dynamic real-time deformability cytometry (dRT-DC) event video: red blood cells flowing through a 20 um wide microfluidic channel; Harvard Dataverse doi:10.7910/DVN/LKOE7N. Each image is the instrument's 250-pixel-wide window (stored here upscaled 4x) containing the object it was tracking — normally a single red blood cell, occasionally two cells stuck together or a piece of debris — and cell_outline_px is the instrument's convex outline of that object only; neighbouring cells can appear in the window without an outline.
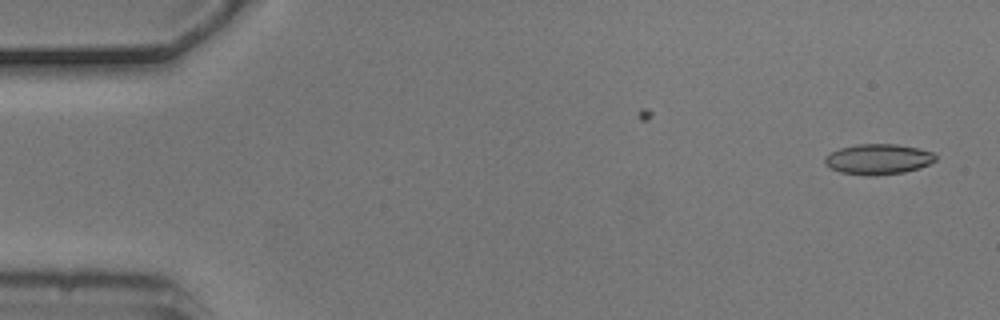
{"species": "common noctule bat (a hibernating species)", "species_latin": "Nyctalus noctula", "temperature_condition": "cold", "stored_images_in_passage": 2, "camera_frame_rate_fps": 3000, "um_per_image_px": 0.085, "animal": {"sex": "male", "body_mass_g": 20.5, "forearm_length_mm": 52.5}, "frame": {"image": 1, "passage_image": 2, "time_ms": 0.333, "image_size_px": [1000, 320], "cell_outline_px": [[936, 160], [920, 168], [904, 172], [872, 176], [864, 176], [840, 172], [824, 164], [824, 156], [840, 148], [856, 144], [896, 144], [916, 148], [932, 152], [936, 156]], "centroid_in_image_um": [74.62, 13.54], "position_along_channel_um": 10.4, "area_um2": 19.65}}